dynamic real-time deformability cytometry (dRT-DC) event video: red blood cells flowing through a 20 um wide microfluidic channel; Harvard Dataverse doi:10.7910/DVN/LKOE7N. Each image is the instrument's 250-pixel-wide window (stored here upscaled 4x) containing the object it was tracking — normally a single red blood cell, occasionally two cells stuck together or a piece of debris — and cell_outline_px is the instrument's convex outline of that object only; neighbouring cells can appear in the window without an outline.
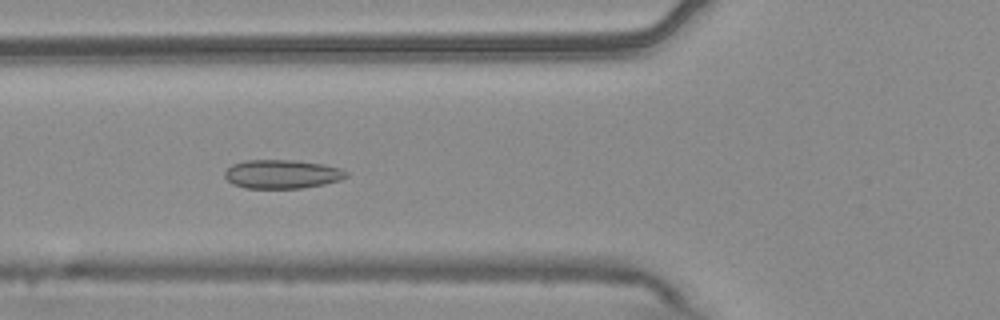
{"species": "common noctule bat (a hibernating species)", "species_latin": "Nyctalus noctula", "temperature_condition": "warm", "stored_images_in_passage": 53, "camera_frame_rate_fps": 3000, "um_per_image_px": 0.085, "animal": {"sex": "male", "body_mass_g": 20.4}, "frame": {"image": 1, "passage_image": 19, "time_ms": 6.0, "image_size_px": [1000, 320], "cell_outline_px": [[348, 176], [340, 180], [324, 184], [300, 188], [244, 188], [232, 184], [224, 176], [224, 172], [232, 164], [244, 160], [296, 160], [324, 164], [340, 168], [348, 172]], "centroid_in_image_um": [23.97, 14.79], "position_along_channel_um": 101.8, "area_um2": 20.52}}
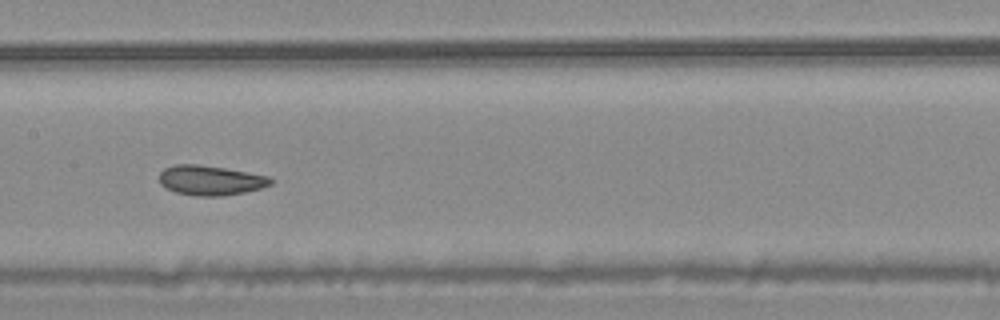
{"frame": {"image": 2, "passage_image": 26, "time_ms": 8.333, "image_size_px": [1000, 320], "cell_outline_px": [[272, 184], [260, 188], [244, 192], [220, 196], [196, 196], [176, 192], [164, 188], [160, 184], [160, 172], [164, 168], [172, 164], [196, 164], [224, 168], [272, 176]], "centroid_in_image_um": [17.87, 15.32], "position_along_channel_um": 189.5, "area_um2": 19.42}}
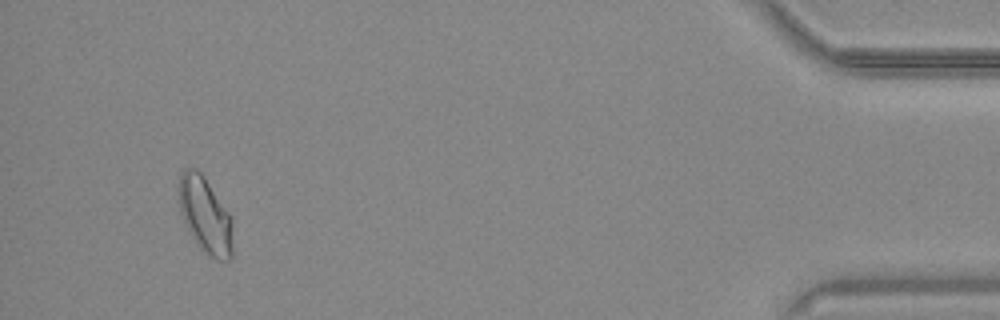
{"frame": {"image": 3, "passage_image": 50, "time_ms": 16.333, "image_size_px": [1000, 320], "cell_outline_px": [[232, 256], [228, 260], [216, 260], [208, 256], [200, 248], [188, 232], [180, 212], [176, 188], [180, 176], [184, 168], [196, 168], [204, 176], [232, 216]], "centroid_in_image_um": [17.42, 18.27], "position_along_channel_um": 417.8, "area_um2": 24.51}, "authors_computed_cell_mechanics": {"area_um2": 20.519, "velocity_mm_per_s": 3.7463, "shape_relaxation_time_tau1_ms": null, "shape_relaxation_time_tau2_ms": 4.4433, "deformation_change_tau1": null, "deformation_change_tau2": 0.0916}}